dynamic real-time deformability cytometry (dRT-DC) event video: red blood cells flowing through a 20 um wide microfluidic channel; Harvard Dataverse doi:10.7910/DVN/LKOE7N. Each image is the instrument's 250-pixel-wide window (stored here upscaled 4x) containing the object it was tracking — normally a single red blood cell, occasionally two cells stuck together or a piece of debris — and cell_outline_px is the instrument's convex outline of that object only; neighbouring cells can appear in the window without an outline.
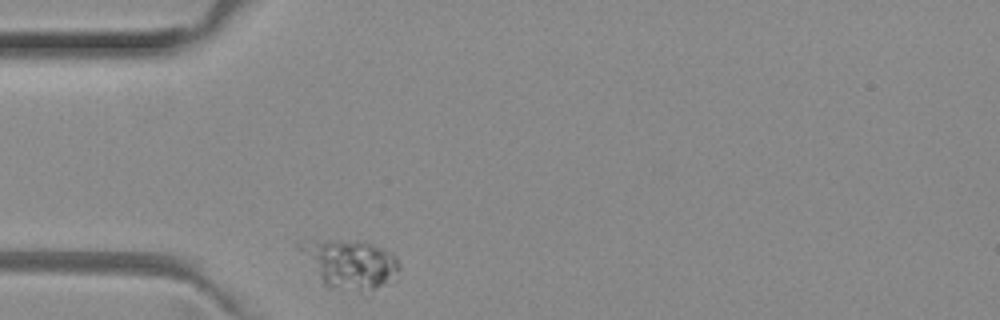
{"species": "common noctule bat (a hibernating species)", "species_latin": "Nyctalus noctula", "temperature_condition": "room temperature", "stored_images_in_passage": 42, "camera_frame_rate_fps": 3000, "um_per_image_px": 0.085, "animal": {"sex": "female", "body_mass_g": 29.2, "forearm_length_mm": 56.3}, "frame": {"image": 1, "passage_image": 1, "time_ms": 0.0, "image_size_px": [1000, 320], "cell_outline_px": [[400, 268], [396, 280], [360, 292], [328, 288], [324, 284], [292, 244], [308, 240], [360, 240], [384, 248], [396, 256], [400, 264]], "centroid_in_image_um": [29.72, 22.41], "position_along_channel_um": 55.3, "area_um2": 28.84}}
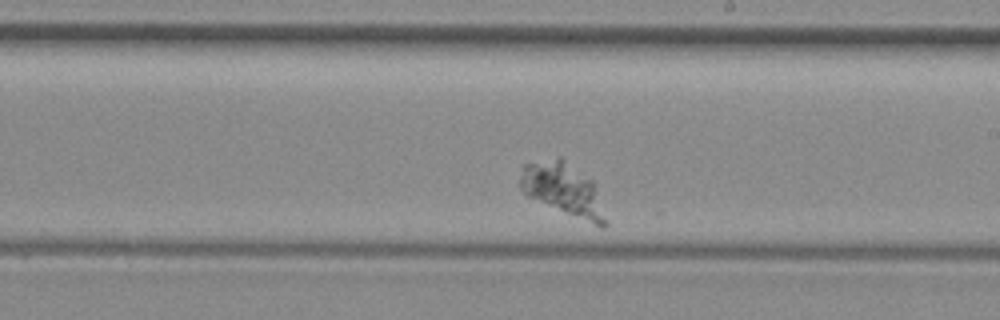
{"frame": {"image": 2, "passage_image": 18, "time_ms": 5.667, "image_size_px": [1000, 320], "cell_outline_px": [[608, 224], [604, 228], [600, 228], [528, 196], [520, 188], [520, 176], [524, 164], [560, 156], [592, 180]], "centroid_in_image_um": [47.88, 16.1], "position_along_channel_um": 241.1, "area_um2": 25.78}}
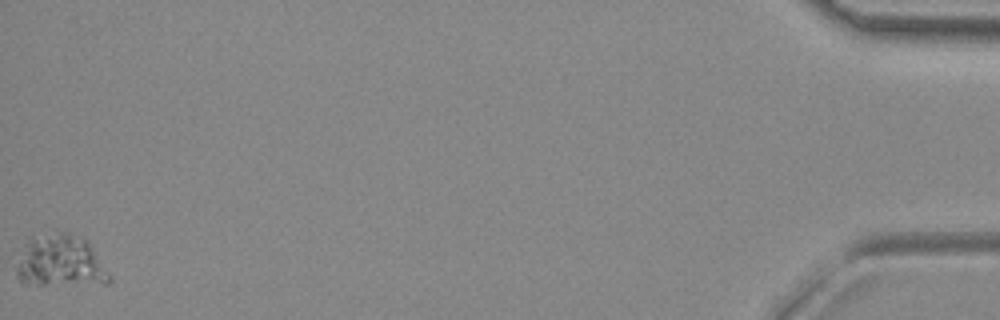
{"frame": {"image": 3, "passage_image": 42, "time_ms": 13.667, "image_size_px": [1000, 320], "cell_outline_px": [[112, 280], [108, 284], [24, 284], [16, 276], [16, 264], [28, 236], [32, 232], [68, 232], [84, 236], [88, 240], [112, 276]], "centroid_in_image_um": [5.14, 22.15], "position_along_channel_um": 430.1, "area_um2": 29.25}}